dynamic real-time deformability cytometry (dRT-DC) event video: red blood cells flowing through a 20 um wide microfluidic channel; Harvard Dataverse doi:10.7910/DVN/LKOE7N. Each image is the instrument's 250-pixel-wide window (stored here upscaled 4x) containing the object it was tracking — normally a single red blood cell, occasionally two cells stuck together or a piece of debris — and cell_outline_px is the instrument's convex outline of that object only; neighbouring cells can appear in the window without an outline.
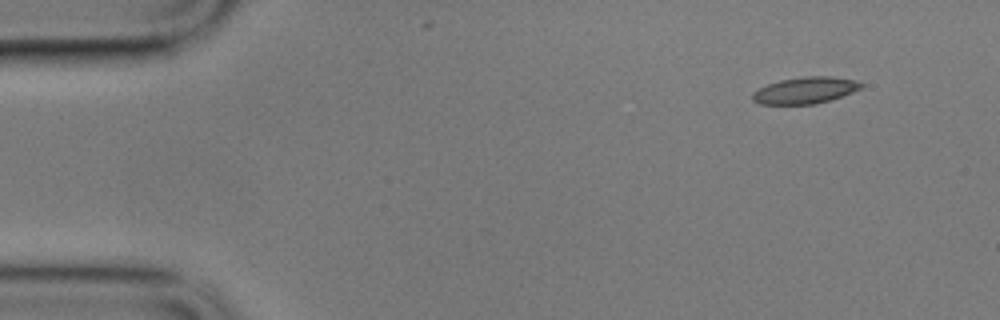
{"species": "common noctule bat (a hibernating species)", "species_latin": "Nyctalus noctula", "temperature_condition": "cold", "stored_images_in_passage": 5, "camera_frame_rate_fps": 3000, "um_per_image_px": 0.085, "animal": {"sex": "male", "body_mass_g": 17.9}, "frame": {"image": 1, "passage_image": 1, "time_ms": 0.0, "image_size_px": [1000, 320], "cell_outline_px": [[864, 84], [860, 88], [852, 92], [816, 104], [760, 104], [752, 100], [752, 92], [768, 84], [780, 80], [804, 76], [832, 76], [856, 80]], "centroid_in_image_um": [68.42, 7.67], "position_along_channel_um": 16.6, "area_um2": 16.7}}